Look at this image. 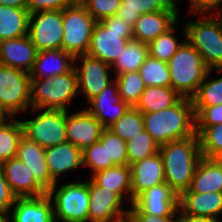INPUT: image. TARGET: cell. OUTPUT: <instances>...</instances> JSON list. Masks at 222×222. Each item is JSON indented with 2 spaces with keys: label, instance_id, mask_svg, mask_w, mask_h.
Wrapping results in <instances>:
<instances>
[{
  "label": "cell",
  "instance_id": "25",
  "mask_svg": "<svg viewBox=\"0 0 222 222\" xmlns=\"http://www.w3.org/2000/svg\"><path fill=\"white\" fill-rule=\"evenodd\" d=\"M73 62L74 58L62 49L38 51L30 79H47L64 74L73 67Z\"/></svg>",
  "mask_w": 222,
  "mask_h": 222
},
{
  "label": "cell",
  "instance_id": "3",
  "mask_svg": "<svg viewBox=\"0 0 222 222\" xmlns=\"http://www.w3.org/2000/svg\"><path fill=\"white\" fill-rule=\"evenodd\" d=\"M171 87L182 97L192 98L210 70L201 55L184 39L167 62Z\"/></svg>",
  "mask_w": 222,
  "mask_h": 222
},
{
  "label": "cell",
  "instance_id": "49",
  "mask_svg": "<svg viewBox=\"0 0 222 222\" xmlns=\"http://www.w3.org/2000/svg\"><path fill=\"white\" fill-rule=\"evenodd\" d=\"M0 5L27 9V0H0Z\"/></svg>",
  "mask_w": 222,
  "mask_h": 222
},
{
  "label": "cell",
  "instance_id": "9",
  "mask_svg": "<svg viewBox=\"0 0 222 222\" xmlns=\"http://www.w3.org/2000/svg\"><path fill=\"white\" fill-rule=\"evenodd\" d=\"M30 73L0 65V106L13 117L31 109Z\"/></svg>",
  "mask_w": 222,
  "mask_h": 222
},
{
  "label": "cell",
  "instance_id": "29",
  "mask_svg": "<svg viewBox=\"0 0 222 222\" xmlns=\"http://www.w3.org/2000/svg\"><path fill=\"white\" fill-rule=\"evenodd\" d=\"M181 98L172 87L146 86L134 107L141 113L157 112L172 107Z\"/></svg>",
  "mask_w": 222,
  "mask_h": 222
},
{
  "label": "cell",
  "instance_id": "43",
  "mask_svg": "<svg viewBox=\"0 0 222 222\" xmlns=\"http://www.w3.org/2000/svg\"><path fill=\"white\" fill-rule=\"evenodd\" d=\"M195 125L222 124V104L216 106H193Z\"/></svg>",
  "mask_w": 222,
  "mask_h": 222
},
{
  "label": "cell",
  "instance_id": "4",
  "mask_svg": "<svg viewBox=\"0 0 222 222\" xmlns=\"http://www.w3.org/2000/svg\"><path fill=\"white\" fill-rule=\"evenodd\" d=\"M202 15L199 20L186 22L182 34L209 69H222V21L218 14Z\"/></svg>",
  "mask_w": 222,
  "mask_h": 222
},
{
  "label": "cell",
  "instance_id": "33",
  "mask_svg": "<svg viewBox=\"0 0 222 222\" xmlns=\"http://www.w3.org/2000/svg\"><path fill=\"white\" fill-rule=\"evenodd\" d=\"M108 129L127 142L144 130L143 115L138 109L130 106Z\"/></svg>",
  "mask_w": 222,
  "mask_h": 222
},
{
  "label": "cell",
  "instance_id": "39",
  "mask_svg": "<svg viewBox=\"0 0 222 222\" xmlns=\"http://www.w3.org/2000/svg\"><path fill=\"white\" fill-rule=\"evenodd\" d=\"M175 26L176 24L148 44L149 55L165 62L171 59L184 42H179L177 37L173 34L177 31Z\"/></svg>",
  "mask_w": 222,
  "mask_h": 222
},
{
  "label": "cell",
  "instance_id": "45",
  "mask_svg": "<svg viewBox=\"0 0 222 222\" xmlns=\"http://www.w3.org/2000/svg\"><path fill=\"white\" fill-rule=\"evenodd\" d=\"M16 198V195L9 187L2 172V169L0 168V210L11 212V207L13 206Z\"/></svg>",
  "mask_w": 222,
  "mask_h": 222
},
{
  "label": "cell",
  "instance_id": "1",
  "mask_svg": "<svg viewBox=\"0 0 222 222\" xmlns=\"http://www.w3.org/2000/svg\"><path fill=\"white\" fill-rule=\"evenodd\" d=\"M165 182L180 195L189 189L202 153L198 135L173 140L160 146Z\"/></svg>",
  "mask_w": 222,
  "mask_h": 222
},
{
  "label": "cell",
  "instance_id": "20",
  "mask_svg": "<svg viewBox=\"0 0 222 222\" xmlns=\"http://www.w3.org/2000/svg\"><path fill=\"white\" fill-rule=\"evenodd\" d=\"M178 11L162 10L141 15L133 27L134 40L149 44L177 24Z\"/></svg>",
  "mask_w": 222,
  "mask_h": 222
},
{
  "label": "cell",
  "instance_id": "18",
  "mask_svg": "<svg viewBox=\"0 0 222 222\" xmlns=\"http://www.w3.org/2000/svg\"><path fill=\"white\" fill-rule=\"evenodd\" d=\"M131 167V194L134 200L150 187L165 183V171L160 153L137 161Z\"/></svg>",
  "mask_w": 222,
  "mask_h": 222
},
{
  "label": "cell",
  "instance_id": "44",
  "mask_svg": "<svg viewBox=\"0 0 222 222\" xmlns=\"http://www.w3.org/2000/svg\"><path fill=\"white\" fill-rule=\"evenodd\" d=\"M70 3L67 0H27L28 12H41L52 10H63L68 7Z\"/></svg>",
  "mask_w": 222,
  "mask_h": 222
},
{
  "label": "cell",
  "instance_id": "16",
  "mask_svg": "<svg viewBox=\"0 0 222 222\" xmlns=\"http://www.w3.org/2000/svg\"><path fill=\"white\" fill-rule=\"evenodd\" d=\"M87 104L91 106H87L86 109L97 118L105 128H108L116 122L130 107L121 99L118 92V84L115 80Z\"/></svg>",
  "mask_w": 222,
  "mask_h": 222
},
{
  "label": "cell",
  "instance_id": "41",
  "mask_svg": "<svg viewBox=\"0 0 222 222\" xmlns=\"http://www.w3.org/2000/svg\"><path fill=\"white\" fill-rule=\"evenodd\" d=\"M82 164L89 167L91 175L115 166L113 162H107L106 143H101L99 140L82 150Z\"/></svg>",
  "mask_w": 222,
  "mask_h": 222
},
{
  "label": "cell",
  "instance_id": "35",
  "mask_svg": "<svg viewBox=\"0 0 222 222\" xmlns=\"http://www.w3.org/2000/svg\"><path fill=\"white\" fill-rule=\"evenodd\" d=\"M115 77L121 99L129 106L134 107L146 88L139 71L127 72L116 75Z\"/></svg>",
  "mask_w": 222,
  "mask_h": 222
},
{
  "label": "cell",
  "instance_id": "30",
  "mask_svg": "<svg viewBox=\"0 0 222 222\" xmlns=\"http://www.w3.org/2000/svg\"><path fill=\"white\" fill-rule=\"evenodd\" d=\"M29 16L26 8L0 5V40L27 36Z\"/></svg>",
  "mask_w": 222,
  "mask_h": 222
},
{
  "label": "cell",
  "instance_id": "36",
  "mask_svg": "<svg viewBox=\"0 0 222 222\" xmlns=\"http://www.w3.org/2000/svg\"><path fill=\"white\" fill-rule=\"evenodd\" d=\"M213 70L222 71V69H210L208 71L197 93L191 98L193 106H216L222 104V76L210 80V74Z\"/></svg>",
  "mask_w": 222,
  "mask_h": 222
},
{
  "label": "cell",
  "instance_id": "40",
  "mask_svg": "<svg viewBox=\"0 0 222 222\" xmlns=\"http://www.w3.org/2000/svg\"><path fill=\"white\" fill-rule=\"evenodd\" d=\"M106 143L107 162L115 165H128L126 142L108 128H105L99 139Z\"/></svg>",
  "mask_w": 222,
  "mask_h": 222
},
{
  "label": "cell",
  "instance_id": "14",
  "mask_svg": "<svg viewBox=\"0 0 222 222\" xmlns=\"http://www.w3.org/2000/svg\"><path fill=\"white\" fill-rule=\"evenodd\" d=\"M179 195L165 182L141 193L133 205L142 213L156 216H177Z\"/></svg>",
  "mask_w": 222,
  "mask_h": 222
},
{
  "label": "cell",
  "instance_id": "10",
  "mask_svg": "<svg viewBox=\"0 0 222 222\" xmlns=\"http://www.w3.org/2000/svg\"><path fill=\"white\" fill-rule=\"evenodd\" d=\"M23 135L45 149L67 142L66 110L42 109L34 119L21 120Z\"/></svg>",
  "mask_w": 222,
  "mask_h": 222
},
{
  "label": "cell",
  "instance_id": "32",
  "mask_svg": "<svg viewBox=\"0 0 222 222\" xmlns=\"http://www.w3.org/2000/svg\"><path fill=\"white\" fill-rule=\"evenodd\" d=\"M23 135L21 121L8 118L0 125V164L16 157L18 144Z\"/></svg>",
  "mask_w": 222,
  "mask_h": 222
},
{
  "label": "cell",
  "instance_id": "38",
  "mask_svg": "<svg viewBox=\"0 0 222 222\" xmlns=\"http://www.w3.org/2000/svg\"><path fill=\"white\" fill-rule=\"evenodd\" d=\"M202 157L212 158L222 151V124L195 125Z\"/></svg>",
  "mask_w": 222,
  "mask_h": 222
},
{
  "label": "cell",
  "instance_id": "12",
  "mask_svg": "<svg viewBox=\"0 0 222 222\" xmlns=\"http://www.w3.org/2000/svg\"><path fill=\"white\" fill-rule=\"evenodd\" d=\"M78 59L82 61V64L76 67ZM73 67L77 76L78 92L79 94L84 93L87 102L99 95L103 89L114 81L109 77V69H112L111 65L88 54L75 57Z\"/></svg>",
  "mask_w": 222,
  "mask_h": 222
},
{
  "label": "cell",
  "instance_id": "53",
  "mask_svg": "<svg viewBox=\"0 0 222 222\" xmlns=\"http://www.w3.org/2000/svg\"><path fill=\"white\" fill-rule=\"evenodd\" d=\"M212 159L218 164L222 166V151L216 153Z\"/></svg>",
  "mask_w": 222,
  "mask_h": 222
},
{
  "label": "cell",
  "instance_id": "34",
  "mask_svg": "<svg viewBox=\"0 0 222 222\" xmlns=\"http://www.w3.org/2000/svg\"><path fill=\"white\" fill-rule=\"evenodd\" d=\"M139 73L146 86L171 87L168 64L148 55L141 65Z\"/></svg>",
  "mask_w": 222,
  "mask_h": 222
},
{
  "label": "cell",
  "instance_id": "47",
  "mask_svg": "<svg viewBox=\"0 0 222 222\" xmlns=\"http://www.w3.org/2000/svg\"><path fill=\"white\" fill-rule=\"evenodd\" d=\"M128 213L135 222H179V216H156L140 212L133 204Z\"/></svg>",
  "mask_w": 222,
  "mask_h": 222
},
{
  "label": "cell",
  "instance_id": "11",
  "mask_svg": "<svg viewBox=\"0 0 222 222\" xmlns=\"http://www.w3.org/2000/svg\"><path fill=\"white\" fill-rule=\"evenodd\" d=\"M28 36L38 51L62 49L63 10L31 13Z\"/></svg>",
  "mask_w": 222,
  "mask_h": 222
},
{
  "label": "cell",
  "instance_id": "51",
  "mask_svg": "<svg viewBox=\"0 0 222 222\" xmlns=\"http://www.w3.org/2000/svg\"><path fill=\"white\" fill-rule=\"evenodd\" d=\"M10 212H5L0 210V222H10Z\"/></svg>",
  "mask_w": 222,
  "mask_h": 222
},
{
  "label": "cell",
  "instance_id": "48",
  "mask_svg": "<svg viewBox=\"0 0 222 222\" xmlns=\"http://www.w3.org/2000/svg\"><path fill=\"white\" fill-rule=\"evenodd\" d=\"M179 222H221L219 219L203 217V216H193L190 214L183 213L179 209Z\"/></svg>",
  "mask_w": 222,
  "mask_h": 222
},
{
  "label": "cell",
  "instance_id": "8",
  "mask_svg": "<svg viewBox=\"0 0 222 222\" xmlns=\"http://www.w3.org/2000/svg\"><path fill=\"white\" fill-rule=\"evenodd\" d=\"M96 22L83 4L63 9L62 50L73 58L86 54Z\"/></svg>",
  "mask_w": 222,
  "mask_h": 222
},
{
  "label": "cell",
  "instance_id": "13",
  "mask_svg": "<svg viewBox=\"0 0 222 222\" xmlns=\"http://www.w3.org/2000/svg\"><path fill=\"white\" fill-rule=\"evenodd\" d=\"M89 179L88 222H111L128 213V209L122 208L123 200L115 192Z\"/></svg>",
  "mask_w": 222,
  "mask_h": 222
},
{
  "label": "cell",
  "instance_id": "19",
  "mask_svg": "<svg viewBox=\"0 0 222 222\" xmlns=\"http://www.w3.org/2000/svg\"><path fill=\"white\" fill-rule=\"evenodd\" d=\"M38 50L30 37L0 40V65L13 67L30 73Z\"/></svg>",
  "mask_w": 222,
  "mask_h": 222
},
{
  "label": "cell",
  "instance_id": "7",
  "mask_svg": "<svg viewBox=\"0 0 222 222\" xmlns=\"http://www.w3.org/2000/svg\"><path fill=\"white\" fill-rule=\"evenodd\" d=\"M56 182L48 191L54 209L55 222H88L89 181Z\"/></svg>",
  "mask_w": 222,
  "mask_h": 222
},
{
  "label": "cell",
  "instance_id": "17",
  "mask_svg": "<svg viewBox=\"0 0 222 222\" xmlns=\"http://www.w3.org/2000/svg\"><path fill=\"white\" fill-rule=\"evenodd\" d=\"M0 168L16 197H38L47 194V191L35 180L28 166L17 157L2 162Z\"/></svg>",
  "mask_w": 222,
  "mask_h": 222
},
{
  "label": "cell",
  "instance_id": "26",
  "mask_svg": "<svg viewBox=\"0 0 222 222\" xmlns=\"http://www.w3.org/2000/svg\"><path fill=\"white\" fill-rule=\"evenodd\" d=\"M90 178L99 186L115 192L122 200L132 204L131 167L115 165L108 169L99 170Z\"/></svg>",
  "mask_w": 222,
  "mask_h": 222
},
{
  "label": "cell",
  "instance_id": "55",
  "mask_svg": "<svg viewBox=\"0 0 222 222\" xmlns=\"http://www.w3.org/2000/svg\"><path fill=\"white\" fill-rule=\"evenodd\" d=\"M217 14H218V16L220 17V19H221V21H222V10L219 11Z\"/></svg>",
  "mask_w": 222,
  "mask_h": 222
},
{
  "label": "cell",
  "instance_id": "37",
  "mask_svg": "<svg viewBox=\"0 0 222 222\" xmlns=\"http://www.w3.org/2000/svg\"><path fill=\"white\" fill-rule=\"evenodd\" d=\"M160 145H158L152 136L144 129L134 138L126 142V150L128 156V165L151 157L159 153Z\"/></svg>",
  "mask_w": 222,
  "mask_h": 222
},
{
  "label": "cell",
  "instance_id": "31",
  "mask_svg": "<svg viewBox=\"0 0 222 222\" xmlns=\"http://www.w3.org/2000/svg\"><path fill=\"white\" fill-rule=\"evenodd\" d=\"M148 55V44L136 40L129 41L121 55L111 65L112 70L115 69L116 75L139 71Z\"/></svg>",
  "mask_w": 222,
  "mask_h": 222
},
{
  "label": "cell",
  "instance_id": "27",
  "mask_svg": "<svg viewBox=\"0 0 222 222\" xmlns=\"http://www.w3.org/2000/svg\"><path fill=\"white\" fill-rule=\"evenodd\" d=\"M189 190L198 193L222 192V166L202 157L195 169Z\"/></svg>",
  "mask_w": 222,
  "mask_h": 222
},
{
  "label": "cell",
  "instance_id": "50",
  "mask_svg": "<svg viewBox=\"0 0 222 222\" xmlns=\"http://www.w3.org/2000/svg\"><path fill=\"white\" fill-rule=\"evenodd\" d=\"M111 222H135V221H134L133 218L130 216V214L127 213V214H125L124 216H121V217H119V218H117V219H115V220H113V221H111Z\"/></svg>",
  "mask_w": 222,
  "mask_h": 222
},
{
  "label": "cell",
  "instance_id": "24",
  "mask_svg": "<svg viewBox=\"0 0 222 222\" xmlns=\"http://www.w3.org/2000/svg\"><path fill=\"white\" fill-rule=\"evenodd\" d=\"M45 157L51 179L55 183L61 174L83 166L82 150L70 142L46 148Z\"/></svg>",
  "mask_w": 222,
  "mask_h": 222
},
{
  "label": "cell",
  "instance_id": "2",
  "mask_svg": "<svg viewBox=\"0 0 222 222\" xmlns=\"http://www.w3.org/2000/svg\"><path fill=\"white\" fill-rule=\"evenodd\" d=\"M144 129L158 145L196 134L195 113L191 98L182 97L170 108L142 113Z\"/></svg>",
  "mask_w": 222,
  "mask_h": 222
},
{
  "label": "cell",
  "instance_id": "5",
  "mask_svg": "<svg viewBox=\"0 0 222 222\" xmlns=\"http://www.w3.org/2000/svg\"><path fill=\"white\" fill-rule=\"evenodd\" d=\"M31 107L33 112L41 109L68 110L70 103L79 94L74 67L52 78L31 79Z\"/></svg>",
  "mask_w": 222,
  "mask_h": 222
},
{
  "label": "cell",
  "instance_id": "21",
  "mask_svg": "<svg viewBox=\"0 0 222 222\" xmlns=\"http://www.w3.org/2000/svg\"><path fill=\"white\" fill-rule=\"evenodd\" d=\"M16 157L28 166L35 180L46 191L55 184L48 171L44 147L22 135L18 144Z\"/></svg>",
  "mask_w": 222,
  "mask_h": 222
},
{
  "label": "cell",
  "instance_id": "54",
  "mask_svg": "<svg viewBox=\"0 0 222 222\" xmlns=\"http://www.w3.org/2000/svg\"><path fill=\"white\" fill-rule=\"evenodd\" d=\"M70 4H83L85 0H67Z\"/></svg>",
  "mask_w": 222,
  "mask_h": 222
},
{
  "label": "cell",
  "instance_id": "42",
  "mask_svg": "<svg viewBox=\"0 0 222 222\" xmlns=\"http://www.w3.org/2000/svg\"><path fill=\"white\" fill-rule=\"evenodd\" d=\"M83 5L96 21L117 14L121 0H85Z\"/></svg>",
  "mask_w": 222,
  "mask_h": 222
},
{
  "label": "cell",
  "instance_id": "6",
  "mask_svg": "<svg viewBox=\"0 0 222 222\" xmlns=\"http://www.w3.org/2000/svg\"><path fill=\"white\" fill-rule=\"evenodd\" d=\"M132 40L133 28L114 15L96 22L86 54L112 65Z\"/></svg>",
  "mask_w": 222,
  "mask_h": 222
},
{
  "label": "cell",
  "instance_id": "22",
  "mask_svg": "<svg viewBox=\"0 0 222 222\" xmlns=\"http://www.w3.org/2000/svg\"><path fill=\"white\" fill-rule=\"evenodd\" d=\"M11 222H55L49 196L17 197L11 207Z\"/></svg>",
  "mask_w": 222,
  "mask_h": 222
},
{
  "label": "cell",
  "instance_id": "52",
  "mask_svg": "<svg viewBox=\"0 0 222 222\" xmlns=\"http://www.w3.org/2000/svg\"><path fill=\"white\" fill-rule=\"evenodd\" d=\"M9 117V115L0 106V125L3 124Z\"/></svg>",
  "mask_w": 222,
  "mask_h": 222
},
{
  "label": "cell",
  "instance_id": "28",
  "mask_svg": "<svg viewBox=\"0 0 222 222\" xmlns=\"http://www.w3.org/2000/svg\"><path fill=\"white\" fill-rule=\"evenodd\" d=\"M162 10H178L175 0H121L116 16L133 28L141 15Z\"/></svg>",
  "mask_w": 222,
  "mask_h": 222
},
{
  "label": "cell",
  "instance_id": "46",
  "mask_svg": "<svg viewBox=\"0 0 222 222\" xmlns=\"http://www.w3.org/2000/svg\"><path fill=\"white\" fill-rule=\"evenodd\" d=\"M222 0H190V13L204 14L210 11H214L217 14L222 10ZM212 9V10H211Z\"/></svg>",
  "mask_w": 222,
  "mask_h": 222
},
{
  "label": "cell",
  "instance_id": "15",
  "mask_svg": "<svg viewBox=\"0 0 222 222\" xmlns=\"http://www.w3.org/2000/svg\"><path fill=\"white\" fill-rule=\"evenodd\" d=\"M105 127L86 108L75 113L66 110V139L81 150L98 141Z\"/></svg>",
  "mask_w": 222,
  "mask_h": 222
},
{
  "label": "cell",
  "instance_id": "23",
  "mask_svg": "<svg viewBox=\"0 0 222 222\" xmlns=\"http://www.w3.org/2000/svg\"><path fill=\"white\" fill-rule=\"evenodd\" d=\"M179 209L186 214L220 220L222 214V192L198 193L189 189L178 199Z\"/></svg>",
  "mask_w": 222,
  "mask_h": 222
}]
</instances>
